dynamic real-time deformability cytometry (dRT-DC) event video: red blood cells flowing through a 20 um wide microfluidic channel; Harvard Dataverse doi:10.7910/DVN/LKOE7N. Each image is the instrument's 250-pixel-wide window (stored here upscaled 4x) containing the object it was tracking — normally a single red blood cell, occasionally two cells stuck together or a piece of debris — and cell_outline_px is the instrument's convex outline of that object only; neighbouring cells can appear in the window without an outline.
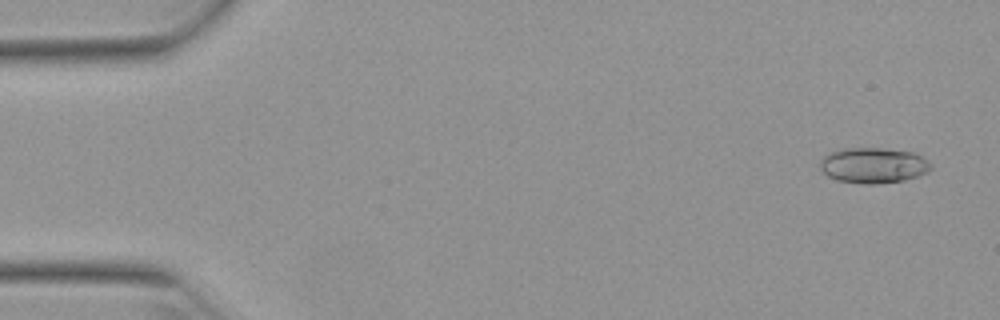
{"species": "Egyptian fruit bat (a non-hibernating species)", "species_latin": "Rousettus aegyptiacus", "temperature_condition": "warm", "stored_images_in_passage": 15, "camera_frame_rate_fps": 3000, "um_per_image_px": 0.085, "animal": {"sex": "female"}, "frame": {"image": 1, "passage_image": 3, "time_ms": 0.667, "image_size_px": [1000, 320], "cell_outline_px": [[932, 168], [928, 172], [904, 180], [876, 184], [864, 184], [840, 180], [828, 176], [820, 168], [820, 160], [824, 156], [832, 152], [844, 148], [880, 148], [912, 152], [928, 160], [932, 164]], "centroid_in_image_um": [74.25, 14.05], "position_along_channel_um": 10.7, "area_um2": 22.77}}